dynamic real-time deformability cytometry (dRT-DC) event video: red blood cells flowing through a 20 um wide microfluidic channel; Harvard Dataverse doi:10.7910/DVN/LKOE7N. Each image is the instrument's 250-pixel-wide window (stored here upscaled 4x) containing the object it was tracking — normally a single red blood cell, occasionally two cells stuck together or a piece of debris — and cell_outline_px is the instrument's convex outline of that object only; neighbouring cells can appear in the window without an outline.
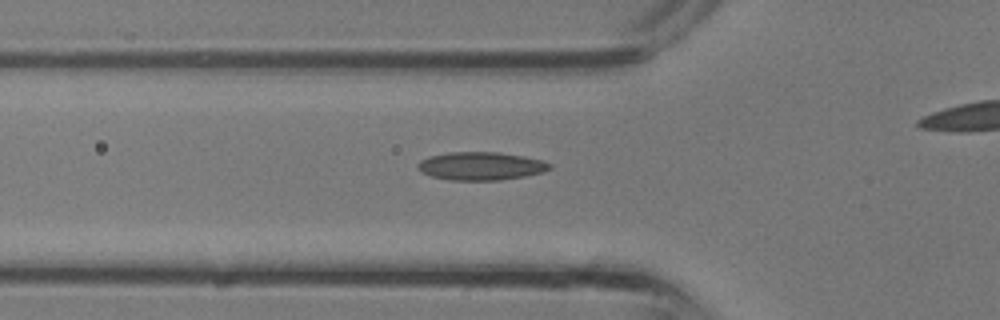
{"species": "common noctule bat (a hibernating species)", "species_latin": "Nyctalus noctula", "temperature_condition": "room temperature", "stored_images_in_passage": 30, "camera_frame_rate_fps": 3000, "um_per_image_px": 0.085, "animal": {"sex": "male", "body_mass_g": 13.3}, "frame": {"image": 1, "passage_image": 12, "time_ms": 3.667, "image_size_px": [1000, 320], "cell_outline_px": [[552, 168], [544, 172], [524, 176], [500, 180], [448, 180], [432, 176], [420, 172], [420, 160], [432, 156], [452, 152], [496, 152], [524, 156], [544, 160], [552, 164]], "centroid_in_image_um": [40.95, 14.12], "position_along_channel_um": 84.9, "area_um2": 21.5}}
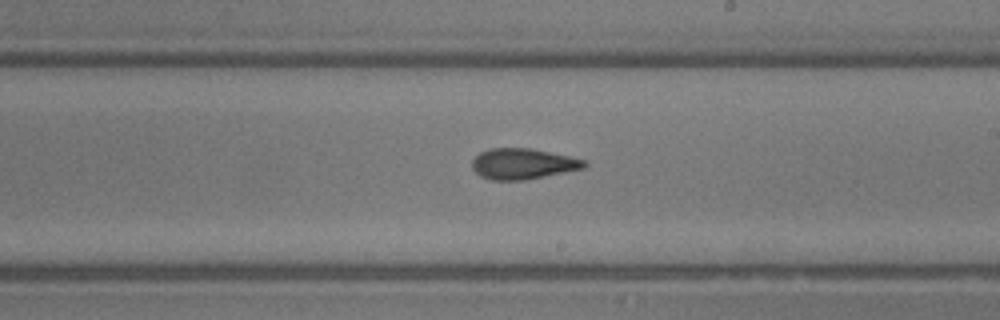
{"frame": {"image": 2, "passage_image": 20, "time_ms": 6.333, "image_size_px": [1000, 320], "cell_outline_px": [[588, 164], [584, 168], [524, 180], [488, 180], [480, 176], [472, 168], [472, 160], [480, 152], [492, 148], [528, 148], [568, 156], [584, 160]], "centroid_in_image_um": [44.4, 13.93], "position_along_channel_um": 244.6, "area_um2": 19.88}}
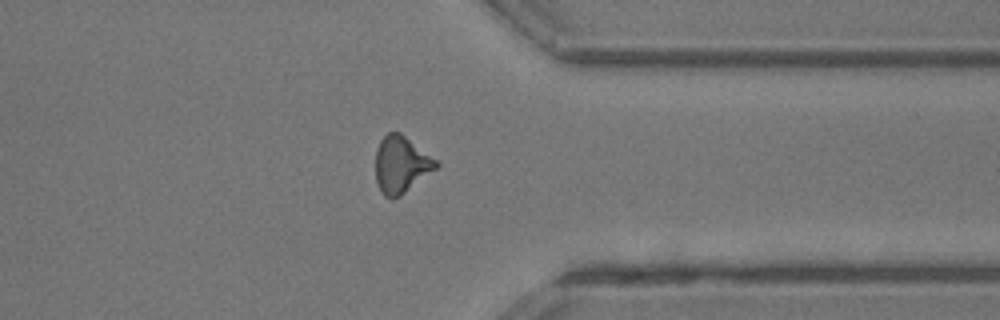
{"frame": {"image": 3, "passage_image": 27, "time_ms": 8.667, "image_size_px": [1000, 320], "cell_outline_px": [[440, 164], [436, 168], [400, 196], [392, 200], [384, 196], [380, 192], [376, 180], [376, 148], [380, 140], [388, 132], [400, 132], [436, 160]], "centroid_in_image_um": [34.06, 14.0], "position_along_channel_um": 377.3, "area_um2": 19.88}}